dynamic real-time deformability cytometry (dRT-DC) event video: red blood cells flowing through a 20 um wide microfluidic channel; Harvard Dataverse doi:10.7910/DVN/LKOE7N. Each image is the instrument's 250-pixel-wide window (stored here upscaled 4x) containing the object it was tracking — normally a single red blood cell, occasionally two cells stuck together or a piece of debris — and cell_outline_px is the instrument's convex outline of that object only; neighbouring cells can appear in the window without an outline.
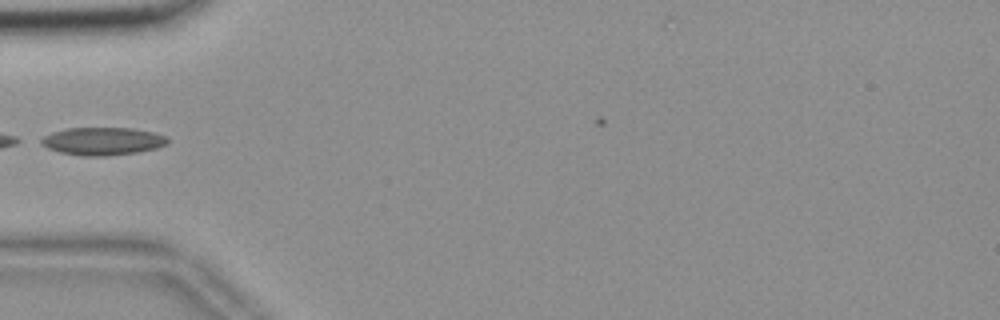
{"species": "common noctule bat (a hibernating species)", "species_latin": "Nyctalus noctula", "temperature_condition": "room temperature", "stored_images_in_passage": 7, "camera_frame_rate_fps": 3000, "um_per_image_px": 0.085, "animal": {"sex": "female", "body_mass_g": 18.4}, "frame": {"image": 1, "passage_image": 1, "time_ms": 0.0, "image_size_px": [1000, 320], "cell_outline_px": [[168, 144], [156, 148], [136, 152], [104, 156], [80, 156], [60, 152], [48, 148], [40, 144], [36, 140], [52, 132], [68, 128], [132, 128], [152, 132], [164, 136], [168, 140]], "centroid_in_image_um": [8.66, 12.0], "position_along_channel_um": 76.3, "area_um2": 20.46}}